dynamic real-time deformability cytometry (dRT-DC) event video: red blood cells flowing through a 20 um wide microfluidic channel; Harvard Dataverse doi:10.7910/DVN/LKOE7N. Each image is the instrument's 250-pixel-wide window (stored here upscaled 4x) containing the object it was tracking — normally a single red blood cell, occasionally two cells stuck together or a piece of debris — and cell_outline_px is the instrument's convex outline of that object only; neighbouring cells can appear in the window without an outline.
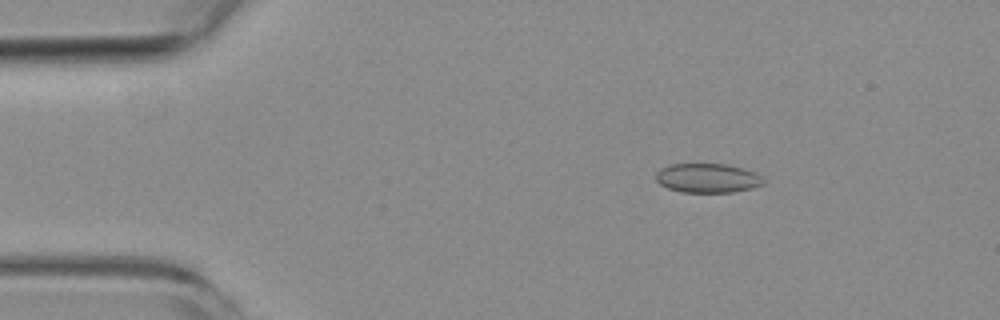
{"species": "common noctule bat (a hibernating species)", "species_latin": "Nyctalus noctula", "temperature_condition": "room temperature", "stored_images_in_passage": 5, "camera_frame_rate_fps": 3000, "um_per_image_px": 0.085, "animal": {"sex": "female", "body_mass_g": 19.3, "forearm_length_mm": 54.1}, "frame": {"image": 1, "passage_image": 3, "time_ms": 2.667, "image_size_px": [1000, 320], "cell_outline_px": [[764, 184], [752, 188], [732, 192], [680, 192], [668, 188], [660, 184], [656, 180], [656, 172], [660, 168], [672, 164], [728, 164], [756, 172], [764, 180]], "centroid_in_image_um": [60.14, 15.13], "position_along_channel_um": 24.9, "area_um2": 18.38}}